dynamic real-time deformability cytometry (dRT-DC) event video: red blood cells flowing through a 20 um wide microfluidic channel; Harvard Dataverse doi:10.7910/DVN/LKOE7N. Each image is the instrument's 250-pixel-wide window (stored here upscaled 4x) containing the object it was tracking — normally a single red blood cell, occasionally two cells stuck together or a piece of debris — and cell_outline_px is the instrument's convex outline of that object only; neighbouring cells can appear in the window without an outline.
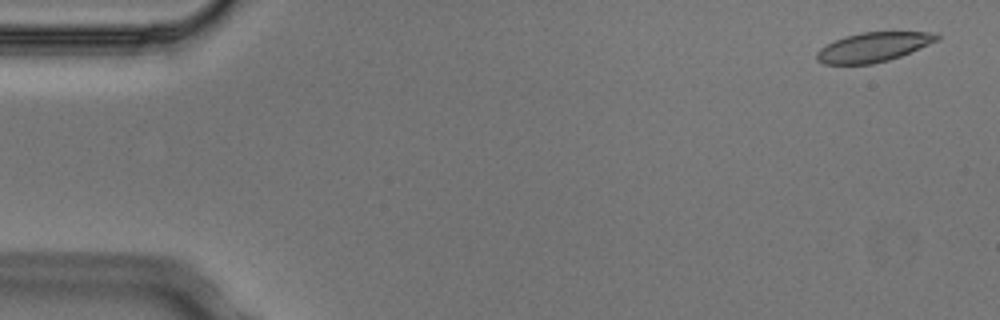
{"species": "Egyptian fruit bat (a non-hibernating species)", "species_latin": "Rousettus aegyptiacus", "temperature_condition": "cold", "stored_images_in_passage": 5, "camera_frame_rate_fps": 3000, "um_per_image_px": 0.085, "animal": {"sex": "male"}, "frame": {"image": 1, "passage_image": 1, "time_ms": 0.0, "image_size_px": [1000, 320], "cell_outline_px": [[940, 40], [900, 56], [888, 60], [872, 64], [824, 64], [816, 60], [816, 52], [820, 48], [844, 36], [860, 32], [936, 32], [940, 36]], "centroid_in_image_um": [74.24, 4.0], "position_along_channel_um": 10.8, "area_um2": 20.63}}
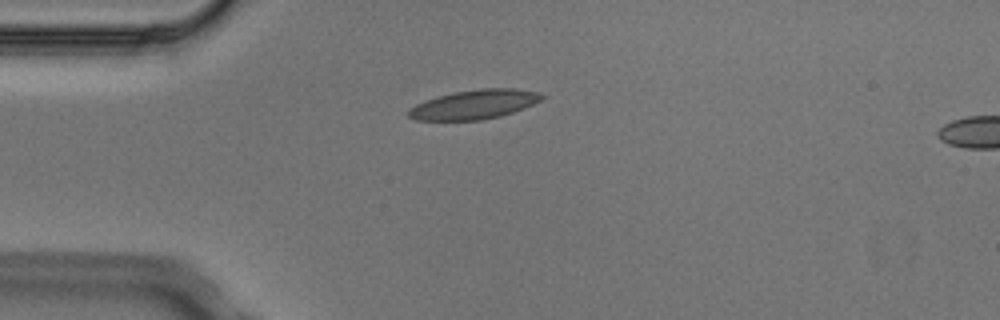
{"frame": {"image": 2, "passage_image": 4, "time_ms": 1.0, "image_size_px": [1000, 320], "cell_outline_px": [[544, 96], [540, 100], [524, 108], [500, 116], [480, 120], [416, 120], [408, 116], [408, 108], [416, 104], [452, 92], [480, 88], [516, 88], [540, 92]], "centroid_in_image_um": [40.32, 8.87], "position_along_channel_um": 44.7, "area_um2": 22.6}}